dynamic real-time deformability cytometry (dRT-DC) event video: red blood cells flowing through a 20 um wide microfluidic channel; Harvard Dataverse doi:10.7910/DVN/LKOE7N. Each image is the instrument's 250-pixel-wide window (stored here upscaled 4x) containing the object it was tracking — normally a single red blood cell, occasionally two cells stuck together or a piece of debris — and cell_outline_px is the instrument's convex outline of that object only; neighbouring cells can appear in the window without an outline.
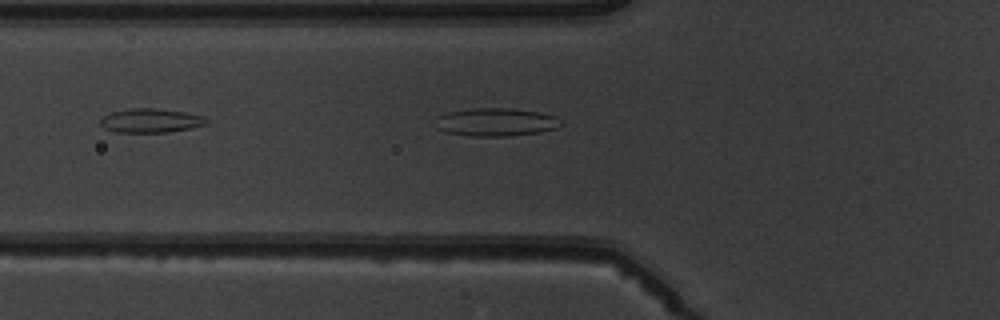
{"species": "common noctule bat (a hibernating species)", "species_latin": "Nyctalus noctula", "temperature_condition": "warm", "stored_images_in_passage": 6, "camera_frame_rate_fps": 3000, "um_per_image_px": 0.085, "animal": {"sex": "male", "body_mass_g": 19.5, "forearm_length_mm": 54.6}, "frame": {"image": 1, "passage_image": 6, "time_ms": 6.0, "image_size_px": [1000, 320], "cell_outline_px": [[564, 124], [556, 128], [540, 132], [508, 136], [472, 136], [448, 132], [436, 128], [436, 116], [448, 112], [472, 108], [512, 108], [540, 112], [556, 116]], "centroid_in_image_um": [42.17, 10.37], "position_along_channel_um": 83.6, "area_um2": 20.63}}